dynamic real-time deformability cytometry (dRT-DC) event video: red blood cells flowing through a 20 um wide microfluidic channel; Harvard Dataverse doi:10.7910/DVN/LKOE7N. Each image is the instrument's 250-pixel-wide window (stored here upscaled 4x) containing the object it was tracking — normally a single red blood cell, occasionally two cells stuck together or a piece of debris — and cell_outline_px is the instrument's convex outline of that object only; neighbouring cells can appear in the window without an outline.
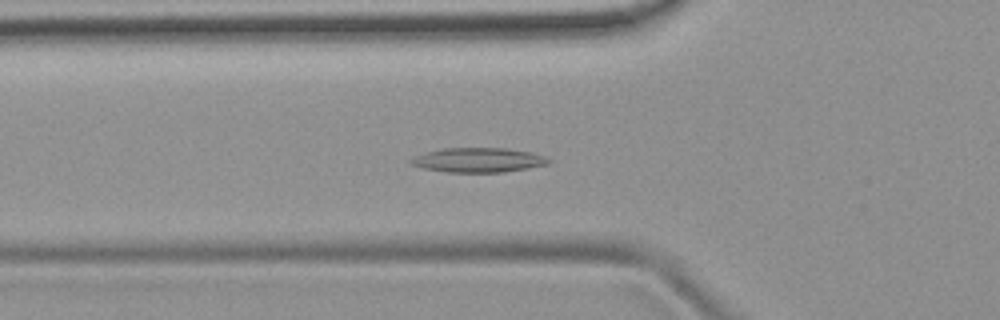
{"species": "common noctule bat (a hibernating species)", "species_latin": "Nyctalus noctula", "temperature_condition": "room temperature", "stored_images_in_passage": 53, "camera_frame_rate_fps": 3000, "um_per_image_px": 0.085, "animal": {"sex": "female", "body_mass_g": 19.9}, "frame": {"image": 1, "passage_image": 18, "time_ms": 5.667, "image_size_px": [1000, 320], "cell_outline_px": [[552, 160], [548, 164], [528, 168], [504, 172], [448, 172], [424, 168], [412, 164], [408, 160], [416, 156], [428, 152], [444, 148], [508, 148], [532, 152], [544, 156]], "centroid_in_image_um": [40.71, 13.6], "position_along_channel_um": 85.1, "area_um2": 19.54}}
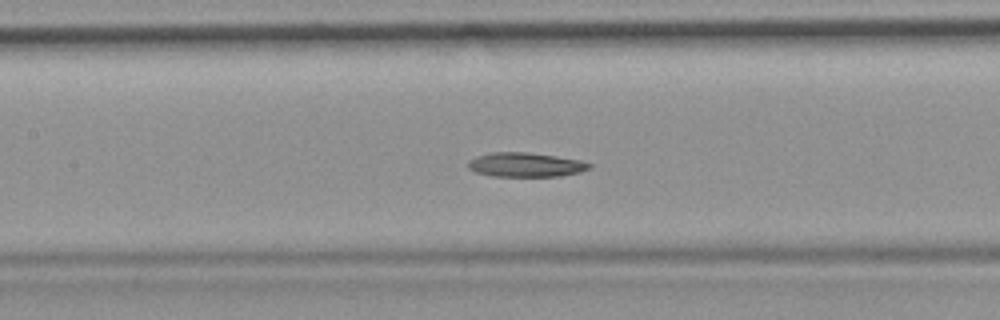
{"frame": {"image": 2, "passage_image": 24, "time_ms": 7.667, "image_size_px": [1000, 320], "cell_outline_px": [[592, 168], [580, 172], [560, 176], [492, 176], [476, 172], [468, 168], [468, 160], [476, 156], [492, 152], [528, 152], [556, 156], [580, 160], [592, 164]], "centroid_in_image_um": [44.68, 14.0], "position_along_channel_um": 162.7, "area_um2": 17.22}}
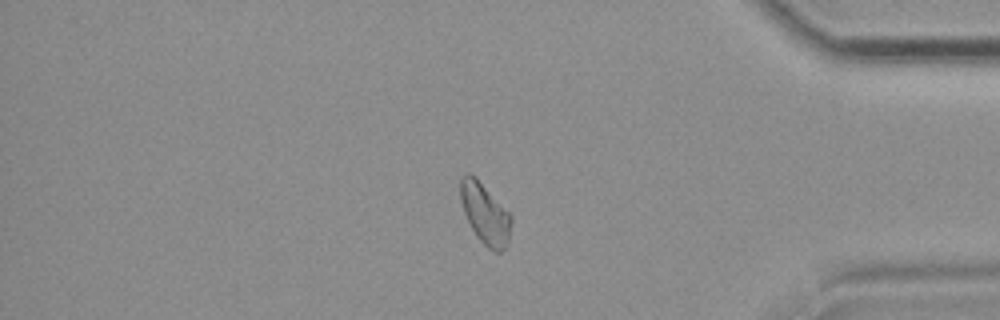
{"frame": {"image": 3, "passage_image": 44, "time_ms": 14.333, "image_size_px": [1000, 320], "cell_outline_px": [[512, 220], [508, 244], [500, 252], [496, 252], [488, 248], [476, 236], [464, 212], [460, 200], [460, 176], [464, 172], [468, 172], [476, 176], [512, 216]], "centroid_in_image_um": [41.22, 18.12], "position_along_channel_um": 394.0, "area_um2": 18.09}}